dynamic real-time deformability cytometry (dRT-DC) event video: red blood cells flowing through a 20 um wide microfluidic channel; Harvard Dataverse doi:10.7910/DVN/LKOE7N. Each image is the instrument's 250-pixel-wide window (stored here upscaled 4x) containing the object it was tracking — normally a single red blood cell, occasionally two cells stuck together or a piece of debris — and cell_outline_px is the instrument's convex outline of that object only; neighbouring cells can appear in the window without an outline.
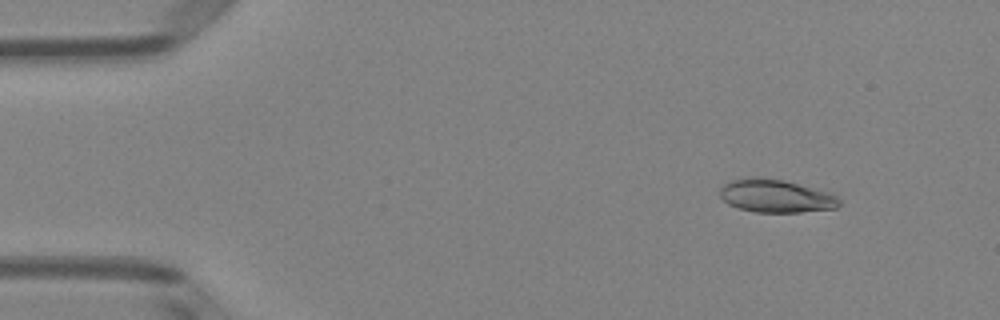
{"species": "Egyptian fruit bat (a non-hibernating species)", "species_latin": "Rousettus aegyptiacus", "temperature_condition": "room temperature", "stored_images_in_passage": 51, "camera_frame_rate_fps": 3000, "um_per_image_px": 0.085, "animal": {"sex": "female"}, "frame": {"image": 1, "passage_image": 6, "time_ms": 1.667, "image_size_px": [1000, 320], "cell_outline_px": [[840, 204], [836, 208], [800, 212], [756, 212], [740, 208], [728, 204], [720, 196], [720, 188], [724, 184], [732, 180], [784, 180], [832, 192], [840, 200]], "centroid_in_image_um": [66.02, 16.7], "position_along_channel_um": 19.0, "area_um2": 22.31}}
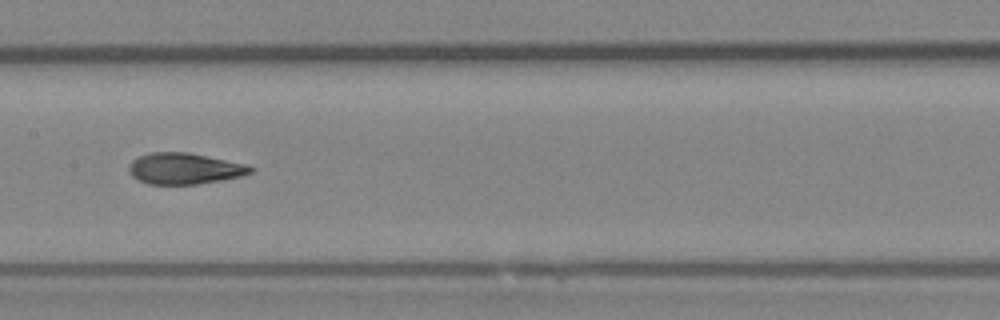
{"frame": {"image": 2, "passage_image": 26, "time_ms": 8.333, "image_size_px": [1000, 320], "cell_outline_px": [[256, 168], [252, 172], [240, 176], [220, 180], [196, 184], [148, 184], [132, 176], [128, 172], [128, 164], [132, 160], [140, 156], [152, 152], [188, 152], [248, 164]], "centroid_in_image_um": [15.68, 14.32], "position_along_channel_um": 191.7, "area_um2": 22.14}}
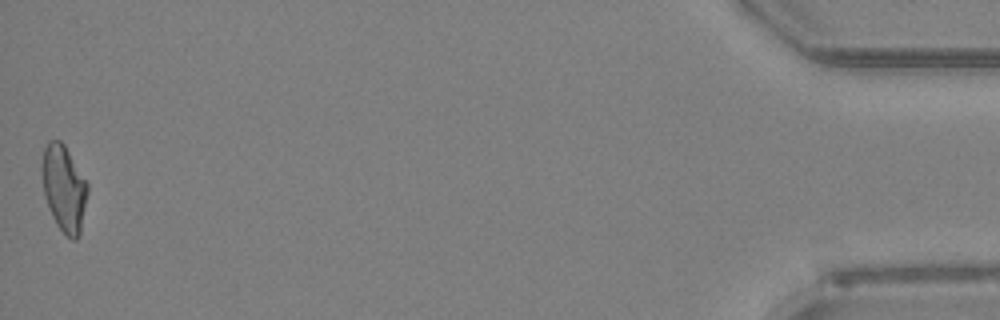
{"frame": {"image": 3, "passage_image": 51, "time_ms": 16.667, "image_size_px": [1000, 320], "cell_outline_px": [[88, 192], [80, 236], [76, 240], [72, 240], [56, 224], [48, 208], [44, 196], [40, 168], [40, 164], [44, 148], [48, 140], [60, 140], [64, 144], [88, 184]], "centroid_in_image_um": [5.41, 16.0], "position_along_channel_um": 429.8, "area_um2": 23.24}, "authors_computed_cell_mechanics": {"area_um2": 22.4264, "velocity_mm_per_s": 4.0012, "shape_relaxation_time_tau1_ms": 4.7708, "shape_relaxation_time_tau2_ms": 1.321, "deformation_change_tau1": 0.1586, "deformation_change_tau2": 0.0703}}